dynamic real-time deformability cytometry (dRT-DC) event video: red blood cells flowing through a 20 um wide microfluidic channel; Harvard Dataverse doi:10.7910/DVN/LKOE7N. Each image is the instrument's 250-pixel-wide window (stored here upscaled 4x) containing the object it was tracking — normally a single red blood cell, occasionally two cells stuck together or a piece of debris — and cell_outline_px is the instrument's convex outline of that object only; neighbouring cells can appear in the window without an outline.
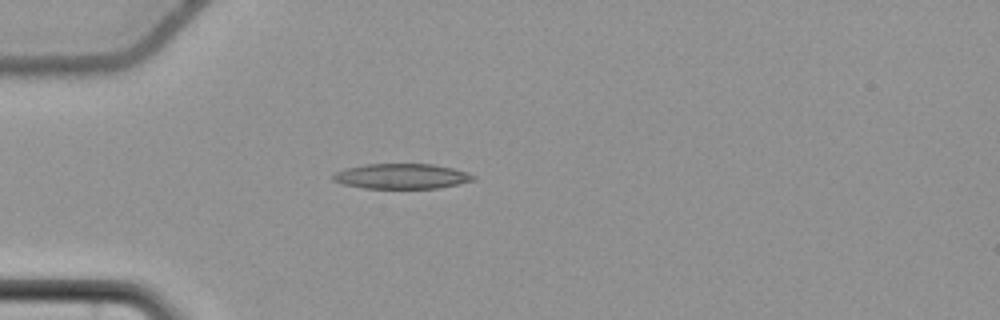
{"species": "common noctule bat (a hibernating species)", "species_latin": "Nyctalus noctula", "temperature_condition": "cold", "stored_images_in_passage": 41, "camera_frame_rate_fps": 3000, "um_per_image_px": 0.085, "animal": {"sex": "female", "body_mass_g": 22.7, "forearm_length_mm": 54.2}, "frame": {"image": 1, "passage_image": 1, "time_ms": 0.0, "image_size_px": [1000, 320], "cell_outline_px": [[476, 180], [436, 188], [364, 188], [344, 184], [332, 180], [332, 176], [336, 172], [344, 168], [368, 164], [432, 164], [452, 168], [468, 172], [476, 176]], "centroid_in_image_um": [34.14, 14.97], "position_along_channel_um": 50.9, "area_um2": 20.46}}
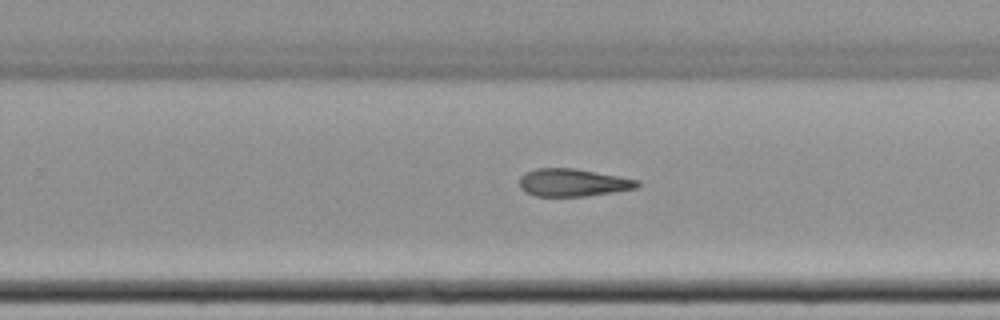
{"frame": {"image": 2, "passage_image": 21, "time_ms": 6.667, "image_size_px": [1000, 320], "cell_outline_px": [[640, 184], [636, 188], [612, 192], [584, 196], [536, 196], [524, 192], [520, 188], [520, 176], [524, 172], [536, 168], [576, 168], [640, 180]], "centroid_in_image_um": [48.67, 15.51], "position_along_channel_um": 281.1, "area_um2": 19.07}}
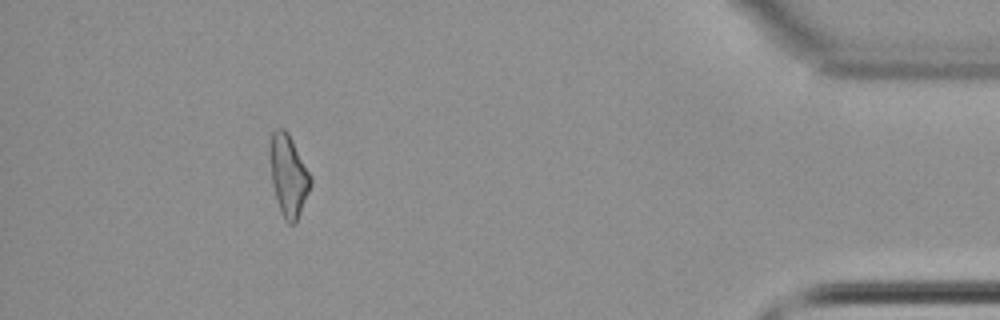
{"frame": {"image": 3, "passage_image": 36, "time_ms": 11.667, "image_size_px": [1000, 320], "cell_outline_px": [[312, 184], [300, 212], [296, 220], [292, 224], [288, 224], [284, 220], [276, 200], [272, 184], [268, 152], [268, 148], [272, 132], [276, 128], [284, 128], [288, 132], [312, 176]], "centroid_in_image_um": [24.49, 14.87], "position_along_channel_um": 410.7, "area_um2": 19.59}, "authors_computed_cell_mechanics": {"area_um2": 19.652, "velocity_mm_per_s": 3.6981, "shape_relaxation_time_tau1_ms": 4.0705, "shape_relaxation_time_tau2_ms": null, "deformation_change_tau1": 0.1118, "deformation_change_tau2": null}}